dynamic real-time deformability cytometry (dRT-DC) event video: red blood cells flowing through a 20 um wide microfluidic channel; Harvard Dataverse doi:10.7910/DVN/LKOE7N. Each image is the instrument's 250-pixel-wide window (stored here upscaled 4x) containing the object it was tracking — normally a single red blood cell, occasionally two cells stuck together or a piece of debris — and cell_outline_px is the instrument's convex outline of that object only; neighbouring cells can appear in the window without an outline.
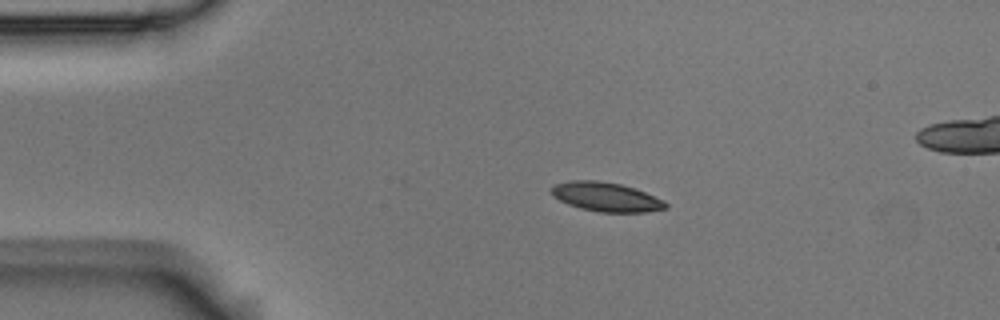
{"species": "Egyptian fruit bat (a non-hibernating species)", "species_latin": "Rousettus aegyptiacus", "temperature_condition": "room temperature", "stored_images_in_passage": 6, "camera_frame_rate_fps": 3000, "um_per_image_px": 0.085, "animal": {"sex": "male"}, "frame": {"image": 1, "passage_image": 4, "time_ms": 1.0, "image_size_px": [1000, 320], "cell_outline_px": [[668, 208], [644, 212], [600, 212], [580, 208], [568, 204], [552, 196], [552, 188], [556, 184], [568, 180], [596, 180], [620, 184], [644, 192], [664, 200], [668, 204]], "centroid_in_image_um": [51.52, 16.74], "position_along_channel_um": 33.5, "area_um2": 19.25}}